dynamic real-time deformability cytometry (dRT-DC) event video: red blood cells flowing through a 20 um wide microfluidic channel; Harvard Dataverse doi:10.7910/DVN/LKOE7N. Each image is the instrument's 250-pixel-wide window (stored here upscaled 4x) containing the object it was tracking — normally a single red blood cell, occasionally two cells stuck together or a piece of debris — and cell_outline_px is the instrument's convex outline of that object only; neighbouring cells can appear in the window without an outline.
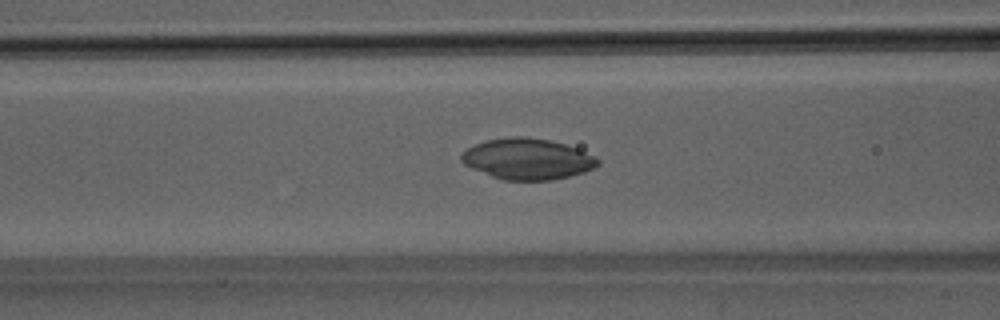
{"species": "Egyptian fruit bat (a non-hibernating species)", "species_latin": "Rousettus aegyptiacus", "temperature_condition": "room temperature", "stored_images_in_passage": 49, "camera_frame_rate_fps": 3000, "um_per_image_px": 0.085, "animal": {"sex": "male"}, "frame": {"image": 1, "passage_image": 20, "time_ms": 6.333, "image_size_px": [1000, 320], "cell_outline_px": [[600, 164], [584, 172], [552, 180], [504, 180], [492, 176], [472, 168], [464, 164], [460, 160], [460, 156], [468, 148], [476, 144], [488, 140], [508, 136], [528, 136], [548, 140], [564, 144], [576, 148], [596, 156], [600, 160]], "centroid_in_image_um": [44.84, 13.5], "position_along_channel_um": 121.8, "area_um2": 32.43}}
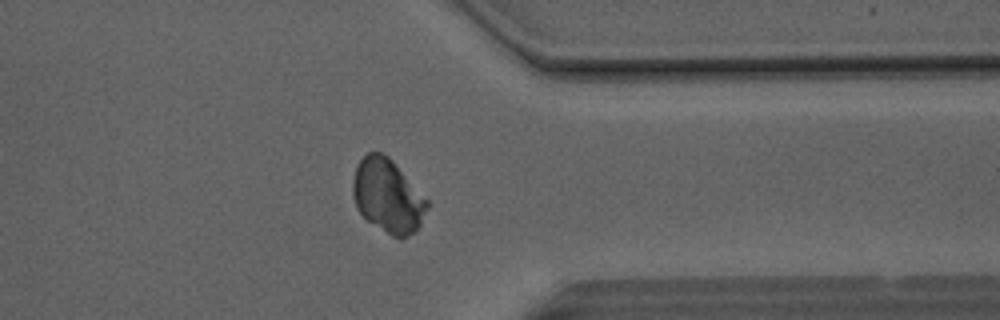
{"frame": {"image": 2, "passage_image": 39, "time_ms": 12.667, "image_size_px": [1000, 320], "cell_outline_px": [[428, 208], [416, 232], [400, 240], [392, 236], [368, 220], [356, 208], [352, 192], [352, 180], [356, 164], [368, 152], [380, 152], [388, 156], [392, 160], [428, 200]], "centroid_in_image_um": [32.95, 16.66], "position_along_channel_um": 378.5, "area_um2": 31.85}}
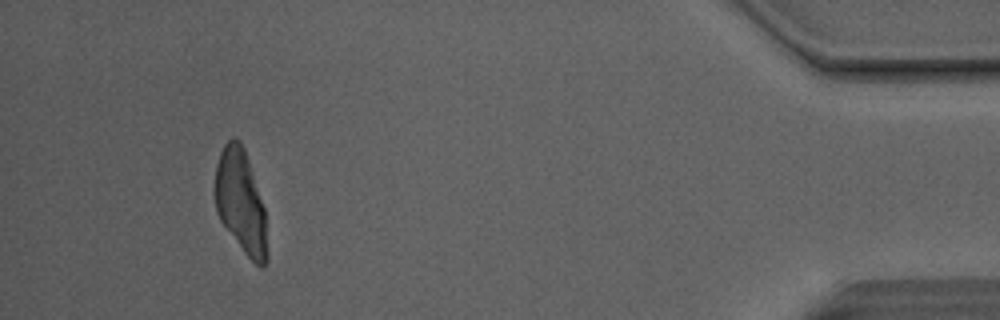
{"frame": {"image": 3, "passage_image": 46, "time_ms": 15.0, "image_size_px": [1000, 320], "cell_outline_px": [[268, 260], [264, 268], [260, 268], [244, 252], [220, 220], [216, 212], [212, 192], [216, 164], [220, 152], [224, 144], [232, 136], [236, 136], [240, 140], [244, 148], [264, 208], [268, 252]], "centroid_in_image_um": [20.43, 17.13], "position_along_channel_um": 414.8, "area_um2": 31.91}}